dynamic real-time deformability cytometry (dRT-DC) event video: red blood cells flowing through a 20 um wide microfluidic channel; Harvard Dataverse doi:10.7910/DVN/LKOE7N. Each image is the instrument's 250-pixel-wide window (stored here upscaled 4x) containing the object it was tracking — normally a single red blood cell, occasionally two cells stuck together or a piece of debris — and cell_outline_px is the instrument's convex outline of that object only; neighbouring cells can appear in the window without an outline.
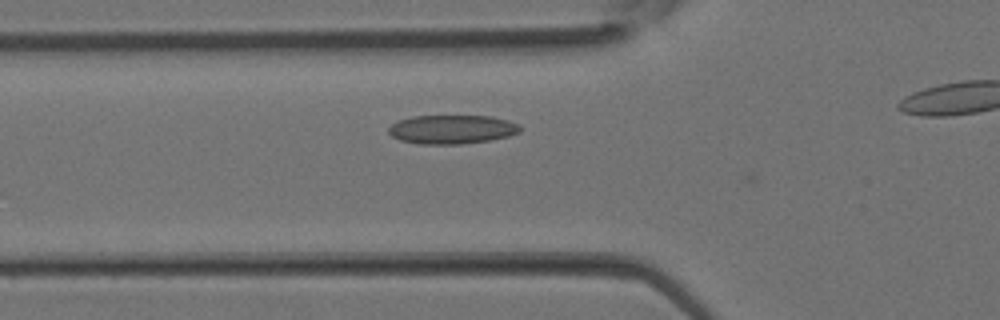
{"species": "Egyptian fruit bat (a non-hibernating species)", "species_latin": "Rousettus aegyptiacus", "temperature_condition": "room temperature", "stored_images_in_passage": 12, "camera_frame_rate_fps": 3000, "um_per_image_px": 0.085, "animal": {"sex": "female"}, "frame": {"image": 1, "passage_image": 6, "time_ms": 1.667, "image_size_px": [1000, 320], "cell_outline_px": [[520, 132], [508, 136], [488, 140], [460, 144], [420, 144], [400, 140], [392, 136], [388, 132], [388, 128], [392, 124], [400, 120], [412, 116], [488, 116], [508, 120], [520, 124]], "centroid_in_image_um": [38.41, 10.99], "position_along_channel_um": 87.4, "area_um2": 22.02}}
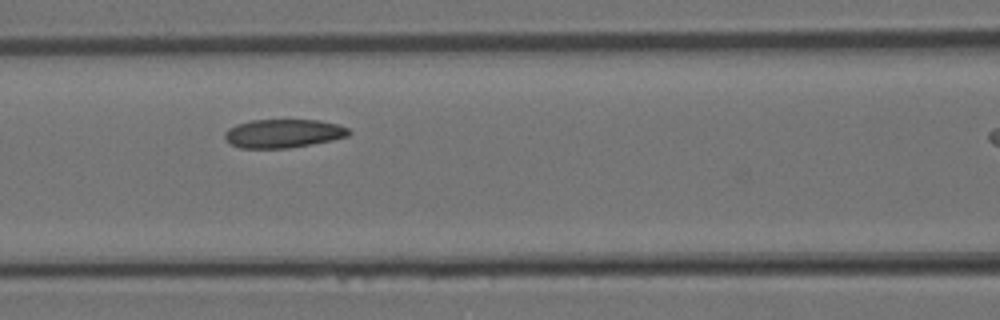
{"frame": {"image": 2, "passage_image": 9, "time_ms": 2.667, "image_size_px": [1000, 320], "cell_outline_px": [[352, 132], [348, 136], [332, 140], [312, 144], [288, 148], [240, 148], [228, 144], [224, 136], [224, 132], [228, 128], [236, 124], [252, 120], [320, 120], [336, 124], [348, 128]], "centroid_in_image_um": [24.05, 11.35], "position_along_channel_um": 142.6, "area_um2": 20.81}}
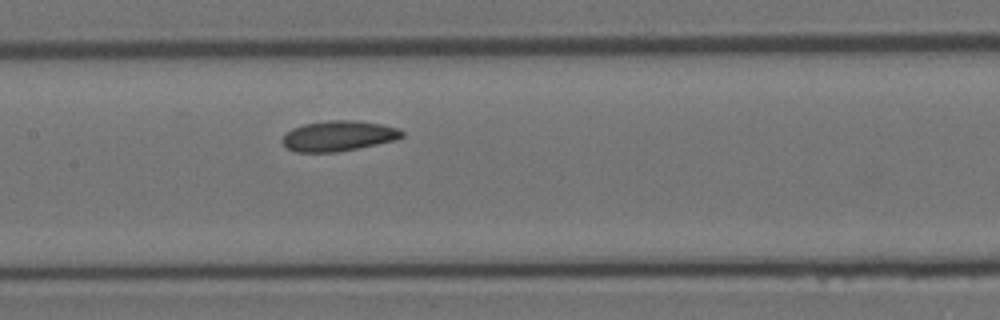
{"frame": {"image": 3, "passage_image": 11, "time_ms": 3.333, "image_size_px": [1000, 320], "cell_outline_px": [[404, 136], [396, 140], [336, 152], [292, 152], [280, 140], [292, 128], [304, 124], [328, 120], [356, 120], [380, 124], [396, 128], [404, 132]], "centroid_in_image_um": [28.75, 11.55], "position_along_channel_um": 178.7, "area_um2": 21.04}}